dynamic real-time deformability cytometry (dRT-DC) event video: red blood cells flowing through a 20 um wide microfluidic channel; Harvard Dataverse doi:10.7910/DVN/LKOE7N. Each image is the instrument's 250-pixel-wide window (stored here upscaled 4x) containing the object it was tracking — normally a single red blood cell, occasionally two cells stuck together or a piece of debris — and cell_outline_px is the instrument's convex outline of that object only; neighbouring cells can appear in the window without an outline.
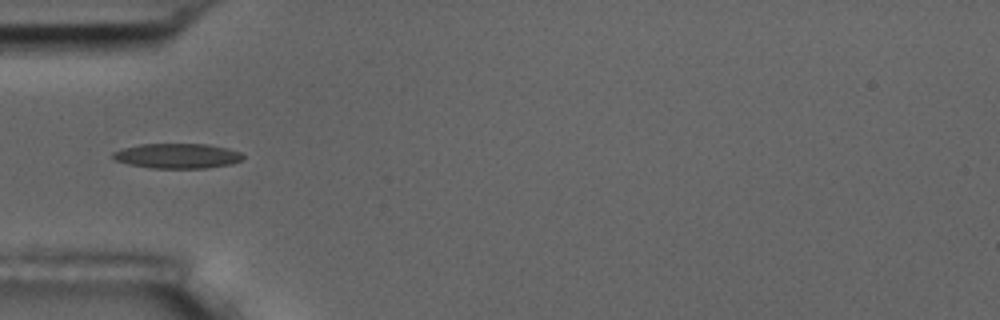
{"species": "common noctule bat (a hibernating species)", "species_latin": "Nyctalus noctula", "temperature_condition": "room temperature", "stored_images_in_passage": 10, "camera_frame_rate_fps": 3000, "um_per_image_px": 0.085, "animal": {"sex": "male", "body_mass_g": 17.5, "forearm_length_mm": 52.3}, "frame": {"image": 1, "passage_image": 6, "time_ms": 5.667, "image_size_px": [1000, 320], "cell_outline_px": [[244, 156], [240, 160], [232, 164], [204, 168], [152, 168], [128, 164], [112, 160], [112, 152], [120, 148], [140, 144], [208, 144], [228, 148], [240, 152]], "centroid_in_image_um": [15.02, 13.24], "position_along_channel_um": 70.0, "area_um2": 19.07}}
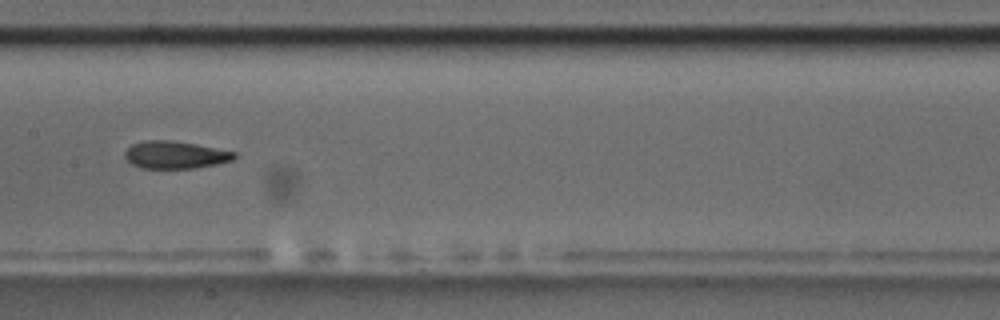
{"frame": {"image": 2, "passage_image": 9, "time_ms": 9.0, "image_size_px": [1000, 320], "cell_outline_px": [[236, 156], [232, 160], [216, 164], [192, 168], [144, 168], [132, 164], [124, 156], [124, 152], [132, 144], [144, 140], [172, 140], [196, 144], [236, 152]], "centroid_in_image_um": [14.88, 13.15], "position_along_channel_um": 192.5, "area_um2": 17.4}}
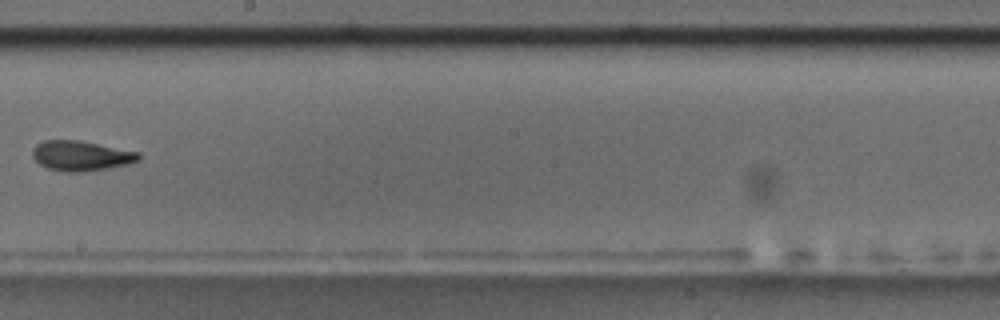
{"frame": {"image": 3, "passage_image": 10, "time_ms": 10.333, "image_size_px": [1000, 320], "cell_outline_px": [[140, 160], [128, 164], [80, 172], [68, 172], [48, 168], [40, 164], [32, 156], [32, 148], [36, 144], [44, 140], [80, 140], [140, 152]], "centroid_in_image_um": [6.88, 13.22], "position_along_channel_um": 241.3, "area_um2": 18.5}}